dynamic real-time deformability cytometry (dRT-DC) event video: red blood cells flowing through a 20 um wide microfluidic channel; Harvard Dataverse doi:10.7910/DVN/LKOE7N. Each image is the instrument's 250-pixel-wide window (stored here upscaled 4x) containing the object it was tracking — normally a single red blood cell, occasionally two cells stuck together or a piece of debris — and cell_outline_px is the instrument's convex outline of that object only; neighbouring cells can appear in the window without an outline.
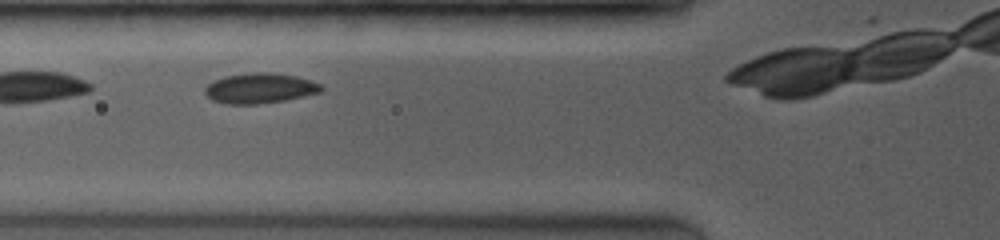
{"species": "common noctule bat (a hibernating species)", "species_latin": "Nyctalus noctula", "temperature_condition": "room temperature", "stored_images_in_passage": 21, "camera_frame_rate_fps": 3500, "um_per_image_px": 0.085, "animal": {"sex": "female", "body_mass_g": 19.0, "forearm_length_mm": 53.3}, "frame": {"image": 1, "passage_image": 4, "time_ms": 1.429, "image_size_px": [1000, 240], "cell_outline_px": [[324, 88], [320, 92], [284, 100], [256, 104], [224, 104], [212, 100], [204, 92], [204, 88], [208, 84], [216, 80], [228, 76], [252, 72], [268, 72], [296, 76], [320, 84]], "centroid_in_image_um": [22.06, 7.5], "position_along_channel_um": 103.7, "area_um2": 20.17}, "authors_computed_cell_mechanics": {"area_um2": 20.2878, "velocity_mm_per_s": 3.9974, "shape_relaxation_time_tau1_ms": 1.3627, "shape_relaxation_time_tau2_ms": null, "deformation_change_tau1": 0.0551, "deformation_change_tau2": null}}